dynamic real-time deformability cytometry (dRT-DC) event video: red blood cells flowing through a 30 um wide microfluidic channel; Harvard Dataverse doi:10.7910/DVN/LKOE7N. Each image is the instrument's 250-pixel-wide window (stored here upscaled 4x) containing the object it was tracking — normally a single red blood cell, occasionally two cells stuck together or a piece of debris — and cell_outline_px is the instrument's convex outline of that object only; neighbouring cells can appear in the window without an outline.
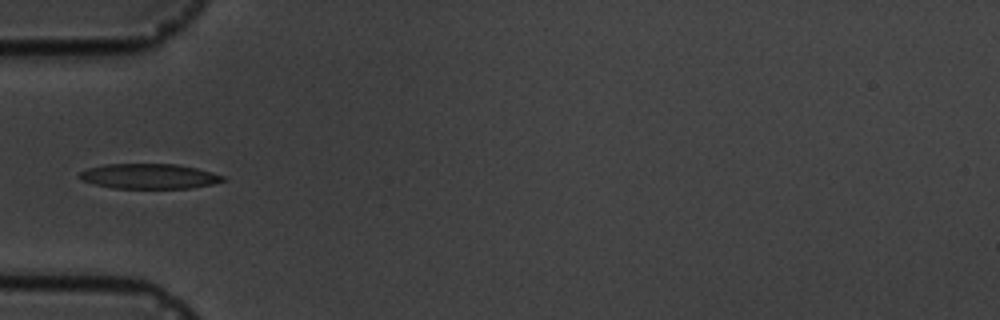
{"species": "common noctule bat (a hibernating species)", "species_latin": "Nyctalus noctula", "temperature_condition": "cold", "stored_images_in_passage": 6, "camera_frame_rate_fps": 3000, "um_per_image_px": 0.085, "animal": {"sex": "male", "body_mass_g": 19.5, "forearm_length_mm": 54.6}, "frame": {"image": 1, "passage_image": 6, "time_ms": 6.0, "image_size_px": [1000, 320], "cell_outline_px": [[224, 180], [212, 184], [192, 188], [112, 188], [92, 184], [80, 180], [76, 176], [80, 172], [88, 168], [104, 164], [176, 164], [196, 168], [212, 172], [224, 176]], "centroid_in_image_um": [12.61, 14.98], "position_along_channel_um": 72.4, "area_um2": 21.04}}